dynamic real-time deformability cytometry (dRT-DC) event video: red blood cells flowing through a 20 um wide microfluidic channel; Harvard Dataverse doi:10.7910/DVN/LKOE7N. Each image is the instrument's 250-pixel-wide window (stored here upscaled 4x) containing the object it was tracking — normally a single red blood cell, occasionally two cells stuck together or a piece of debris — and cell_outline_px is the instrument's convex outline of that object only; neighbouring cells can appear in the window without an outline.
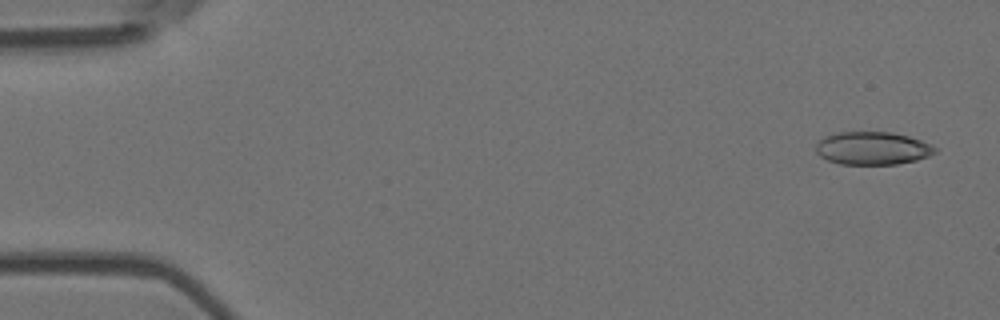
{"species": "Egyptian fruit bat (a non-hibernating species)", "species_latin": "Rousettus aegyptiacus", "temperature_condition": "room temperature", "stored_images_in_passage": 6, "camera_frame_rate_fps": 3000, "um_per_image_px": 0.085, "animal": {"sex": "female"}, "frame": {"image": 1, "passage_image": 1, "time_ms": 0.0, "image_size_px": [1000, 320], "cell_outline_px": [[936, 152], [928, 156], [916, 160], [896, 164], [840, 164], [828, 160], [820, 156], [816, 152], [816, 144], [824, 136], [840, 132], [892, 132], [908, 136], [932, 144], [936, 148]], "centroid_in_image_um": [74.16, 12.6], "position_along_channel_um": 10.8, "area_um2": 22.83}}
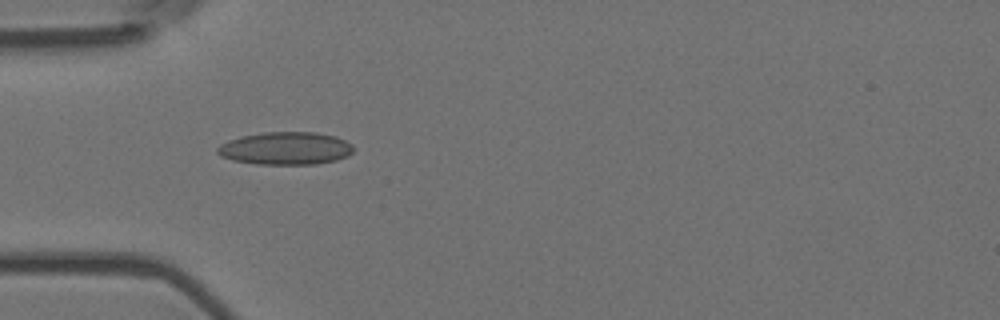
{"frame": {"image": 2, "passage_image": 5, "time_ms": 1.333, "image_size_px": [1000, 320], "cell_outline_px": [[356, 148], [348, 156], [336, 160], [316, 164], [256, 164], [232, 160], [220, 156], [216, 152], [216, 148], [220, 144], [228, 140], [240, 136], [264, 132], [316, 132], [336, 136], [352, 144]], "centroid_in_image_um": [24.27, 12.6], "position_along_channel_um": 60.7, "area_um2": 26.24}}
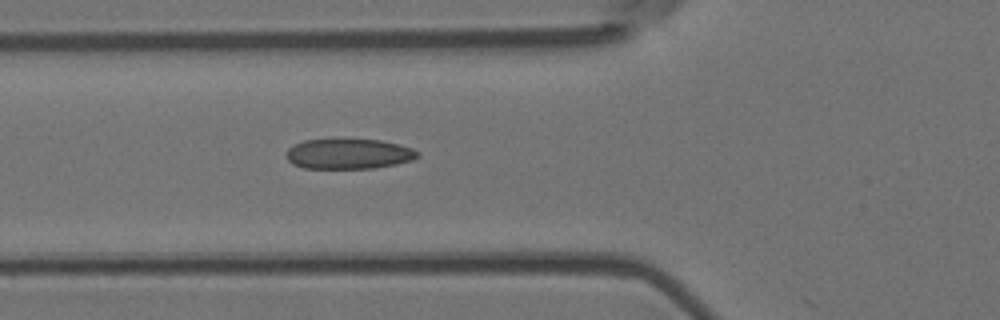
{"frame": {"image": 3, "passage_image": 6, "time_ms": 1.667, "image_size_px": [1000, 320], "cell_outline_px": [[420, 156], [412, 160], [396, 164], [372, 168], [304, 168], [292, 164], [288, 160], [288, 148], [304, 140], [380, 140], [412, 148], [420, 152]], "centroid_in_image_um": [29.67, 13.09], "position_along_channel_um": 96.1, "area_um2": 22.77}}